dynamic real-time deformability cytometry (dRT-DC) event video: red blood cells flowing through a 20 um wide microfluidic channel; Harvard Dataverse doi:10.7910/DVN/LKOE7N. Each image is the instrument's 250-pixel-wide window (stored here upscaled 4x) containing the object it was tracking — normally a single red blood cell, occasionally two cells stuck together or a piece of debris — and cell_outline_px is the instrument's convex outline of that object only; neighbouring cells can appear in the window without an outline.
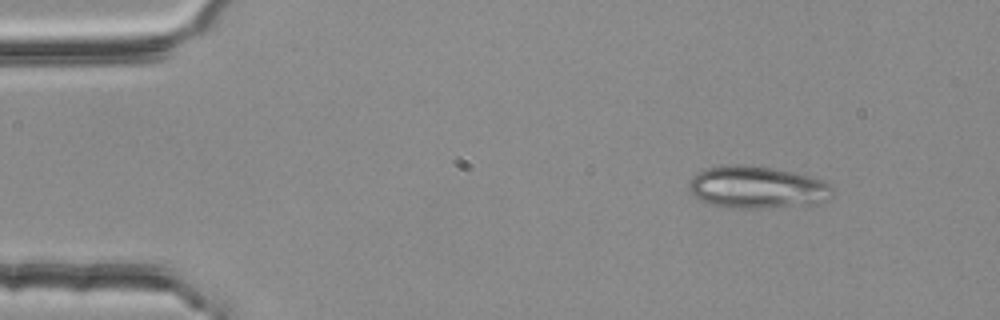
{"species": "common noctule bat (a hibernating species)", "species_latin": "Nyctalus noctula", "temperature_condition": "room temperature", "stored_images_in_passage": 48, "camera_frame_rate_fps": 3000, "um_per_image_px": 0.085, "animal": {"sex": "female", "body_mass_g": 25.1}, "frame": {"image": 1, "passage_image": 1, "time_ms": 0.0, "image_size_px": [1000, 320], "cell_outline_px": [[832, 196], [824, 200], [812, 204], [760, 208], [728, 208], [712, 204], [700, 200], [692, 196], [688, 188], [688, 184], [700, 172], [708, 168], [724, 164], [744, 164], [772, 168], [792, 172], [824, 180], [832, 188]], "centroid_in_image_um": [64.32, 15.92], "position_along_channel_um": 20.7, "area_um2": 35.14}}
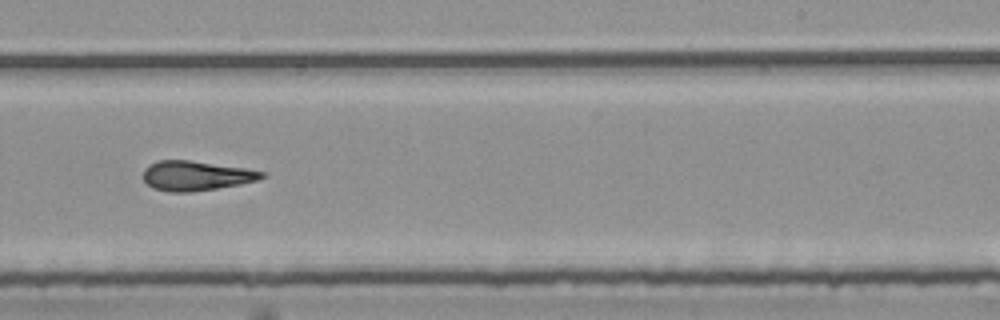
{"frame": {"image": 2, "passage_image": 28, "time_ms": 9.0, "image_size_px": [1000, 320], "cell_outline_px": [[264, 176], [256, 180], [240, 184], [192, 192], [168, 192], [152, 188], [144, 180], [144, 168], [148, 164], [156, 160], [188, 160], [244, 168], [264, 172]], "centroid_in_image_um": [16.59, 14.94], "position_along_channel_um": 272.4, "area_um2": 20.35}}
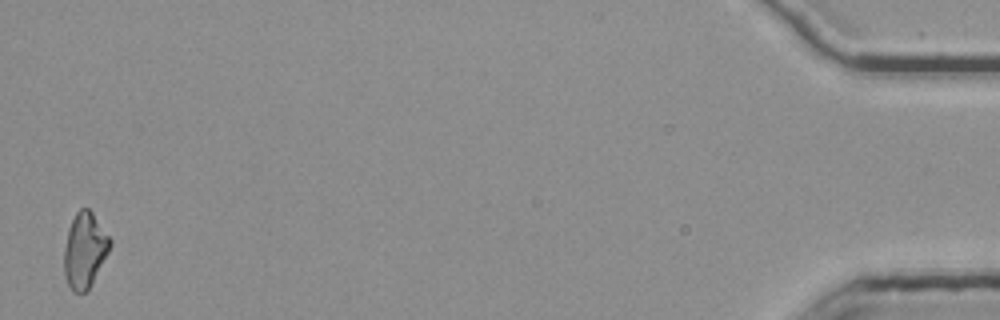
{"frame": {"image": 3, "passage_image": 48, "time_ms": 15.667, "image_size_px": [1000, 320], "cell_outline_px": [[112, 244], [108, 252], [88, 288], [84, 292], [72, 292], [64, 276], [64, 248], [68, 228], [76, 212], [80, 208], [88, 208], [92, 212], [112, 240]], "centroid_in_image_um": [7.18, 21.24], "position_along_channel_um": 428.0, "area_um2": 19.88}, "authors_computed_cell_mechanics": {"area_um2": 20.7502, "velocity_mm_per_s": 3.7752, "shape_relaxation_time_tau1_ms": null, "shape_relaxation_time_tau2_ms": 2.8676, "deformation_change_tau1": null, "deformation_change_tau2": 0.1333}}